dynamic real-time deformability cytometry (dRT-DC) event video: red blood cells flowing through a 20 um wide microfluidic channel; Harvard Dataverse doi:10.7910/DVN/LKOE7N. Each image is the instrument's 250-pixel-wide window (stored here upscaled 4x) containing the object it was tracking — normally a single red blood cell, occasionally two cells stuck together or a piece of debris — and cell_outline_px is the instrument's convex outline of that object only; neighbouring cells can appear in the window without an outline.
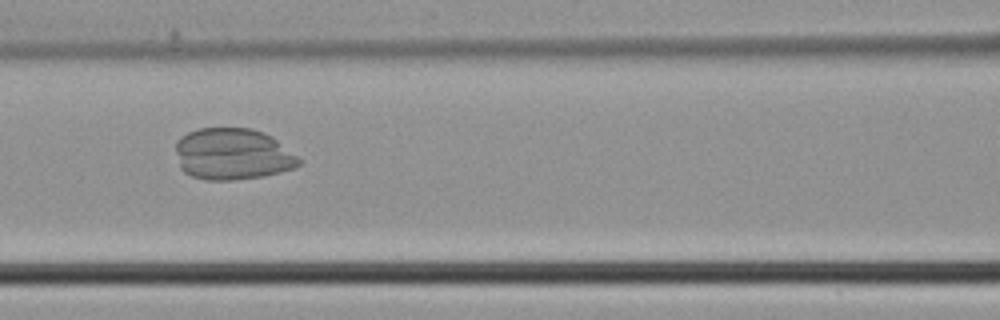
{"species": "common noctule bat (a hibernating species)", "species_latin": "Nyctalus noctula", "temperature_condition": "cold", "stored_images_in_passage": 27, "camera_frame_rate_fps": 3000, "um_per_image_px": 0.085, "animal": {"sex": "male", "body_mass_g": 21.5, "forearm_length_mm": 52.0}, "frame": {"image": 1, "passage_image": 6, "time_ms": 1.667, "image_size_px": [1000, 320], "cell_outline_px": [[304, 160], [296, 168], [264, 176], [232, 180], [204, 180], [192, 176], [184, 172], [180, 168], [176, 152], [176, 140], [180, 136], [188, 132], [200, 128], [252, 128], [264, 132], [272, 136]], "centroid_in_image_um": [19.8, 13.1], "position_along_channel_um": 146.8, "area_um2": 37.51}}
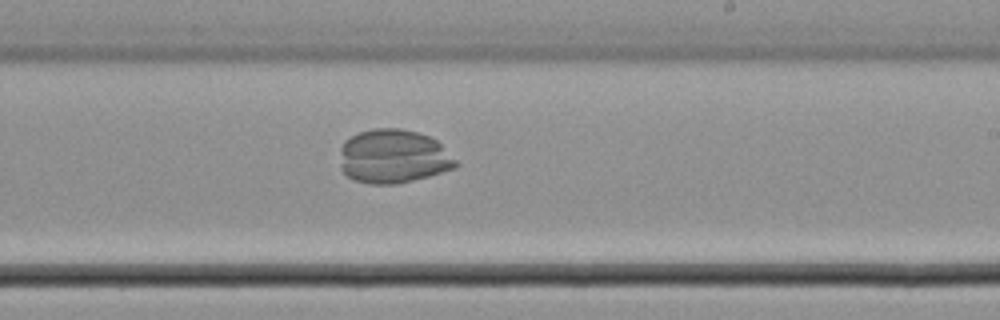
{"frame": {"image": 2, "passage_image": 13, "time_ms": 4.0, "image_size_px": [1000, 320], "cell_outline_px": [[460, 164], [456, 168], [428, 176], [396, 184], [368, 184], [352, 180], [340, 168], [340, 148], [344, 140], [360, 132], [376, 128], [400, 128], [416, 132], [428, 136], [436, 140]], "centroid_in_image_um": [33.41, 13.31], "position_along_channel_um": 255.6, "area_um2": 36.47}}
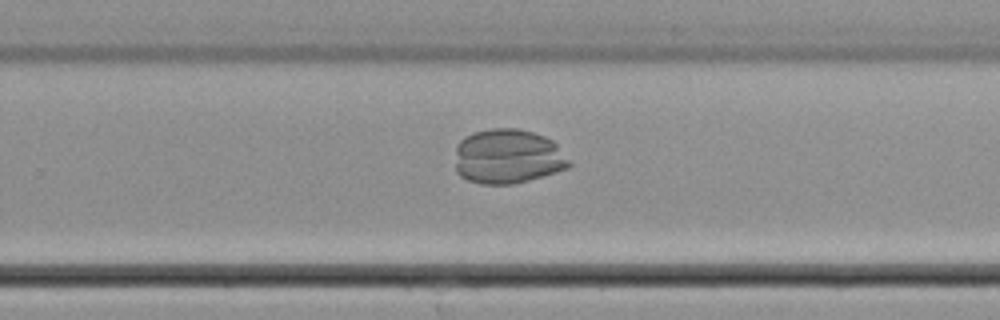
{"frame": {"image": 3, "passage_image": 15, "time_ms": 4.667, "image_size_px": [1000, 320], "cell_outline_px": [[572, 164], [568, 168], [528, 180], [512, 184], [480, 184], [468, 180], [460, 176], [456, 172], [456, 144], [464, 136], [472, 132], [492, 128], [516, 128], [532, 132], [544, 136], [552, 140], [556, 144]], "centroid_in_image_um": [43.13, 13.29], "position_along_channel_um": 286.7, "area_um2": 36.41}}